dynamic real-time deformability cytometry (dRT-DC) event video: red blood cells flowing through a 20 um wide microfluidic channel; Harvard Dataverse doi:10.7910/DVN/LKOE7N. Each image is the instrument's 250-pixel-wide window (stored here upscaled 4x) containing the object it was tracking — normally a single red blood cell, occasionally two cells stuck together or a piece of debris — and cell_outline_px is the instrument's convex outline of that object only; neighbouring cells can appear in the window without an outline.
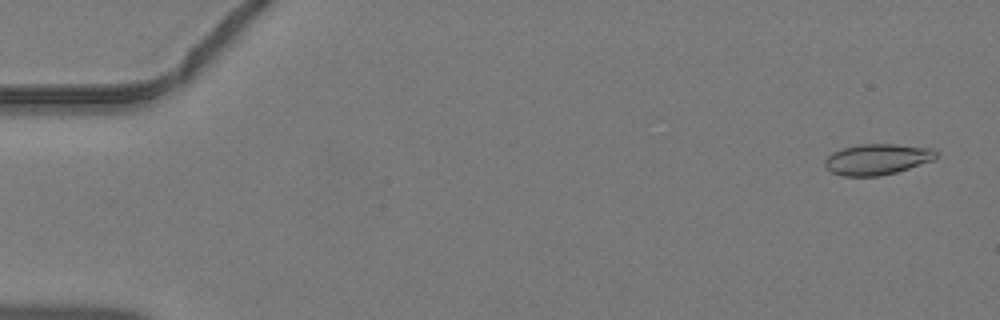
{"species": "common noctule bat (a hibernating species)", "species_latin": "Nyctalus noctula", "temperature_condition": "warm", "stored_images_in_passage": 46, "camera_frame_rate_fps": 3000, "um_per_image_px": 0.085, "animal": {"sex": "male", "body_mass_g": 19.2, "forearm_length_mm": 51.8}, "frame": {"image": 1, "passage_image": 2, "time_ms": 0.333, "image_size_px": [1000, 320], "cell_outline_px": [[936, 156], [932, 160], [896, 172], [880, 176], [840, 176], [832, 172], [824, 164], [824, 160], [832, 152], [844, 148], [860, 144], [896, 144], [932, 148], [936, 152]], "centroid_in_image_um": [74.53, 13.54], "position_along_channel_um": 10.5, "area_um2": 19.83}}
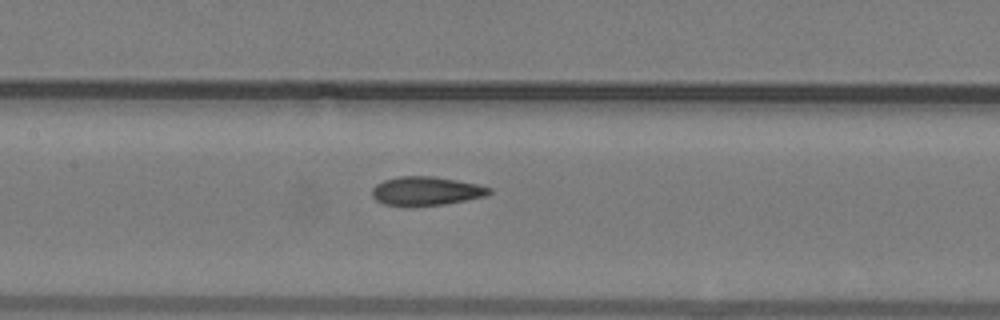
{"frame": {"image": 2, "passage_image": 22, "time_ms": 7.0, "image_size_px": [1000, 320], "cell_outline_px": [[492, 192], [484, 196], [444, 204], [384, 204], [376, 200], [372, 196], [372, 188], [376, 184], [384, 180], [400, 176], [432, 176], [456, 180], [476, 184], [492, 188]], "centroid_in_image_um": [36.22, 16.2], "position_along_channel_um": 171.2, "area_um2": 19.02}}
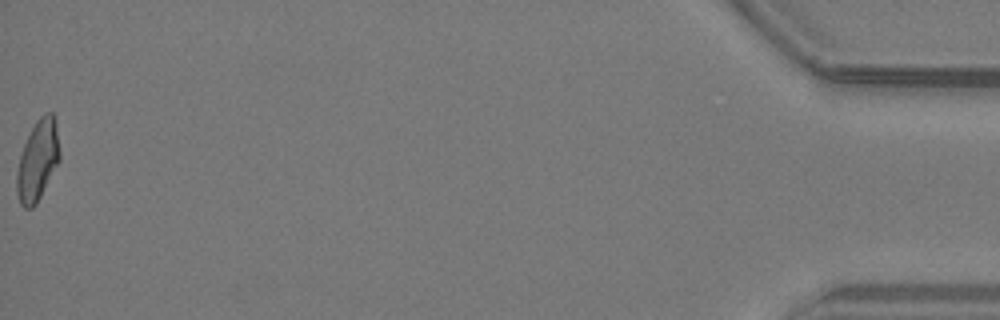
{"frame": {"image": 3, "passage_image": 46, "time_ms": 15.0, "image_size_px": [1000, 320], "cell_outline_px": [[60, 160], [36, 204], [32, 208], [24, 208], [20, 204], [16, 192], [16, 172], [20, 156], [24, 144], [36, 120], [44, 112], [52, 112], [56, 116], [60, 152]], "centroid_in_image_um": [3.21, 13.61], "position_along_channel_um": 432.0, "area_um2": 20.35}}